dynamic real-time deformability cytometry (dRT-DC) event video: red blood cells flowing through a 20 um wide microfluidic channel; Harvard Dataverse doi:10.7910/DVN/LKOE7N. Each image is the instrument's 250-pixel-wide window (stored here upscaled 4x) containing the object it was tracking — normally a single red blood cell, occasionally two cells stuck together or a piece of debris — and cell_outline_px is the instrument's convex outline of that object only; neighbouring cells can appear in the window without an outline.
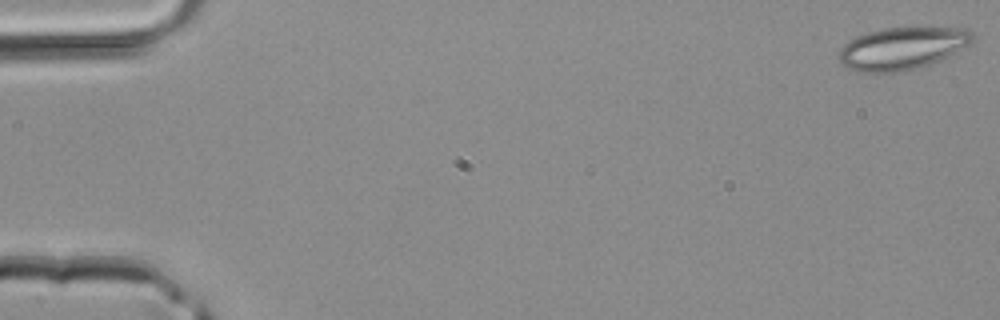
{"species": "common noctule bat (a hibernating species)", "species_latin": "Nyctalus noctula", "temperature_condition": "room temperature", "stored_images_in_passage": 43, "camera_frame_rate_fps": 3000, "um_per_image_px": 0.085, "animal": {"sex": "male", "body_mass_g": 20.4}, "frame": {"image": 1, "passage_image": 1, "time_ms": 0.0, "image_size_px": [1000, 320], "cell_outline_px": [[972, 40], [968, 44], [948, 56], [940, 60], [904, 72], [856, 72], [848, 68], [840, 60], [840, 48], [848, 40], [856, 36], [880, 28], [968, 28], [972, 32]], "centroid_in_image_um": [76.65, 4.11], "position_along_channel_um": 8.4, "area_um2": 32.71}}
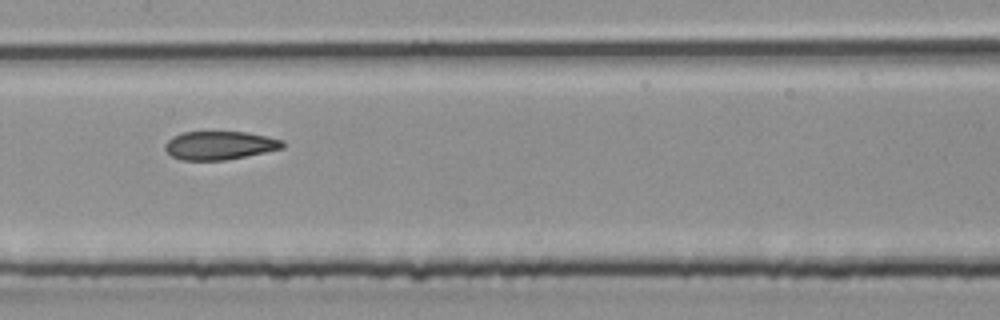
{"frame": {"image": 2, "passage_image": 22, "time_ms": 7.0, "image_size_px": [1000, 320], "cell_outline_px": [[284, 148], [224, 160], [180, 160], [172, 156], [164, 148], [164, 144], [172, 136], [184, 132], [248, 132], [268, 136], [284, 140]], "centroid_in_image_um": [18.67, 12.35], "position_along_channel_um": 188.7, "area_um2": 19.48}}
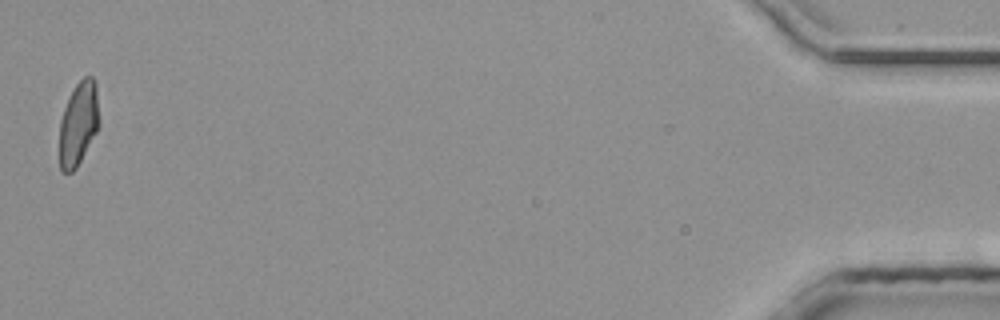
{"frame": {"image": 3, "passage_image": 43, "time_ms": 14.0, "image_size_px": [1000, 320], "cell_outline_px": [[100, 124], [96, 132], [76, 168], [72, 172], [60, 172], [60, 120], [64, 108], [72, 88], [84, 76], [92, 76], [96, 84], [100, 120]], "centroid_in_image_um": [6.68, 10.48], "position_along_channel_um": 428.5, "area_um2": 19.48}}